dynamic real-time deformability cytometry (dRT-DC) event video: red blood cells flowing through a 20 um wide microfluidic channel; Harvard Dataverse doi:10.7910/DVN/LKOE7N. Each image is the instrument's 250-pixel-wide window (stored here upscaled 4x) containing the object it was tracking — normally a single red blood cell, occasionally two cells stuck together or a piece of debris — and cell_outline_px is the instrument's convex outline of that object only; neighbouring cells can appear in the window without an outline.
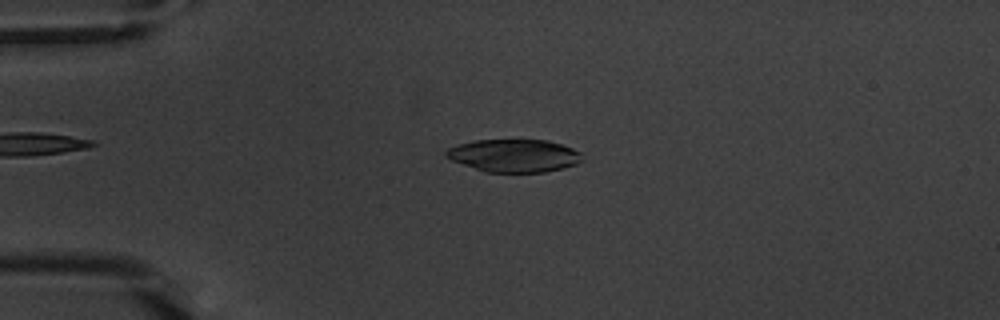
{"species": "common noctule bat (a hibernating species)", "species_latin": "Nyctalus noctula", "temperature_condition": "warm", "stored_images_in_passage": 4, "camera_frame_rate_fps": 3000, "um_per_image_px": 0.085, "animal": {"sex": "male", "body_mass_g": 20.1, "forearm_length_mm": 53.5}, "frame": {"image": 1, "passage_image": 2, "time_ms": 0.333, "image_size_px": [1000, 320], "cell_outline_px": [[584, 160], [576, 164], [544, 172], [484, 172], [452, 160], [444, 156], [444, 152], [448, 148], [460, 144], [476, 140], [548, 140], [572, 148], [580, 152]], "centroid_in_image_um": [43.69, 13.23], "position_along_channel_um": 41.3, "area_um2": 25.89}}